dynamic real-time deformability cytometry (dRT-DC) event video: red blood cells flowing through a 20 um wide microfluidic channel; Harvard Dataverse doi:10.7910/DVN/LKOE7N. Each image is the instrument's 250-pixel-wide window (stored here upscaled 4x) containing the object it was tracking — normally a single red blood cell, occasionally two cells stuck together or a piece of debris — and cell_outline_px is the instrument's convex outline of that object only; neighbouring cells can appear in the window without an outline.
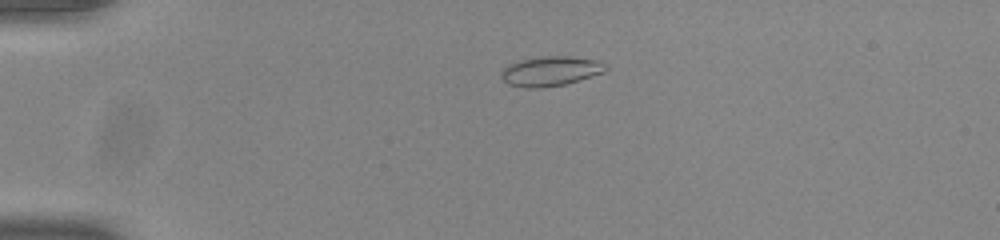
{"species": "common noctule bat (a hibernating species)", "species_latin": "Nyctalus noctula", "temperature_condition": "room temperature", "stored_images_in_passage": 44, "camera_frame_rate_fps": 3000, "um_per_image_px": 0.085, "animal": {"sex": "male", "body_mass_g": 20.0, "forearm_length_mm": 53.3}, "frame": {"image": 1, "passage_image": 3, "time_ms": 0.667, "image_size_px": [1000, 240], "cell_outline_px": [[608, 68], [604, 72], [564, 84], [540, 88], [528, 88], [508, 84], [500, 76], [500, 72], [508, 64], [520, 60], [540, 56], [568, 56], [596, 60], [608, 64]], "centroid_in_image_um": [46.78, 6.03], "position_along_channel_um": 38.2, "area_um2": 18.03}}
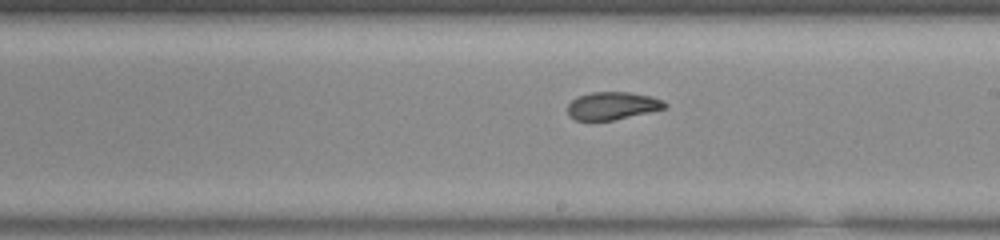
{"frame": {"image": 2, "passage_image": 22, "time_ms": 7.0, "image_size_px": [1000, 240], "cell_outline_px": [[668, 108], [612, 120], [576, 120], [568, 116], [568, 104], [576, 96], [592, 92], [628, 92], [652, 96], [664, 100], [668, 104]], "centroid_in_image_um": [52.08, 8.98], "position_along_channel_um": 236.9, "area_um2": 15.84}}
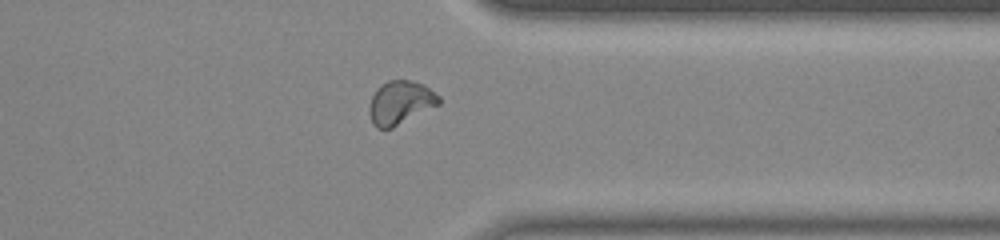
{"frame": {"image": 3, "passage_image": 33, "time_ms": 10.667, "image_size_px": [1000, 240], "cell_outline_px": [[440, 104], [392, 128], [376, 128], [372, 124], [368, 112], [368, 108], [372, 96], [376, 88], [380, 84], [388, 80], [408, 80], [424, 84], [440, 96]], "centroid_in_image_um": [34.01, 8.71], "position_along_channel_um": 377.4, "area_um2": 17.8}, "authors_computed_cell_mechanics": {"area_um2": 16.9932, "velocity_mm_per_s": 3.8872, "shape_relaxation_time_tau1_ms": null, "shape_relaxation_time_tau2_ms": 1.6765, "deformation_change_tau1": null, "deformation_change_tau2": 0.0611}}